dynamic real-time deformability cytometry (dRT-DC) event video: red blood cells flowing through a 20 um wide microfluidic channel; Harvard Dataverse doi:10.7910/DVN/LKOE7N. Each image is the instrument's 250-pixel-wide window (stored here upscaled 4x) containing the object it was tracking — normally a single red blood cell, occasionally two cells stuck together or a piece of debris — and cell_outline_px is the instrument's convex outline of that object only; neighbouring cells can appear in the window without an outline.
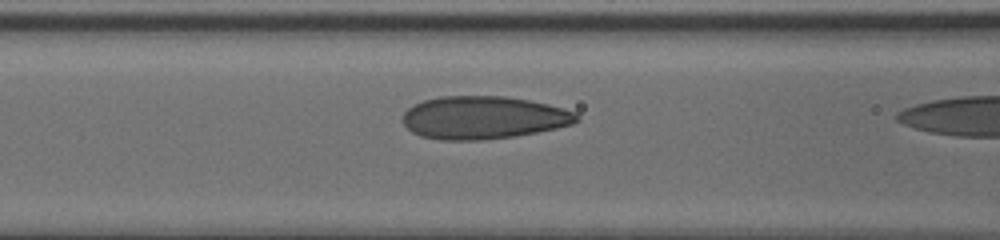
{"species": "human", "species_latin": "Homo sapiens", "temperature_condition": "cold", "stored_images_in_passage": 18, "camera_frame_rate_fps": 3000, "um_per_image_px": 0.085, "donor": {"sex": "male"}, "frame": {"image": 1, "passage_image": 17, "time_ms": 5.333, "image_size_px": [1000, 240], "cell_outline_px": [[580, 120], [572, 124], [556, 128], [536, 132], [512, 136], [480, 140], [440, 140], [420, 136], [412, 132], [404, 124], [404, 112], [408, 108], [424, 100], [440, 96], [504, 96], [528, 100], [548, 104], [564, 108], [576, 112], [580, 116]], "centroid_in_image_um": [41.11, 9.99], "position_along_channel_um": 125.5, "area_um2": 43.35}}